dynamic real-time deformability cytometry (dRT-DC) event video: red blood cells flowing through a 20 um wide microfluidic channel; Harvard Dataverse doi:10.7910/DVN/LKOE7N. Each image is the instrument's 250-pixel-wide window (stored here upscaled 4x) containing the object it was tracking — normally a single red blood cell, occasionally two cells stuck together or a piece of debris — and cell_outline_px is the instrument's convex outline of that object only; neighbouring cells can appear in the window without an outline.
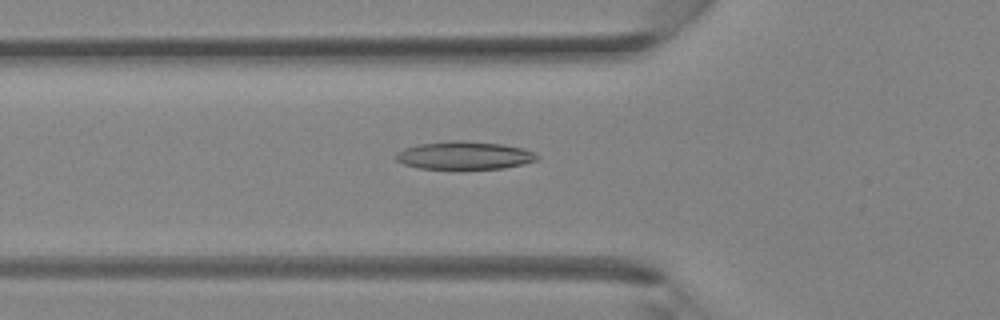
{"species": "Egyptian fruit bat (a non-hibernating species)", "species_latin": "Rousettus aegyptiacus", "temperature_condition": "room temperature", "stored_images_in_passage": 29, "camera_frame_rate_fps": 3000, "um_per_image_px": 0.085, "animal": {"sex": "female"}, "frame": {"image": 1, "passage_image": 3, "time_ms": 0.667, "image_size_px": [1000, 320], "cell_outline_px": [[540, 156], [536, 160], [524, 164], [504, 168], [416, 168], [404, 164], [396, 160], [396, 152], [404, 148], [420, 144], [456, 140], [460, 140], [500, 144], [524, 148]], "centroid_in_image_um": [39.47, 13.21], "position_along_channel_um": 86.3, "area_um2": 22.72}}
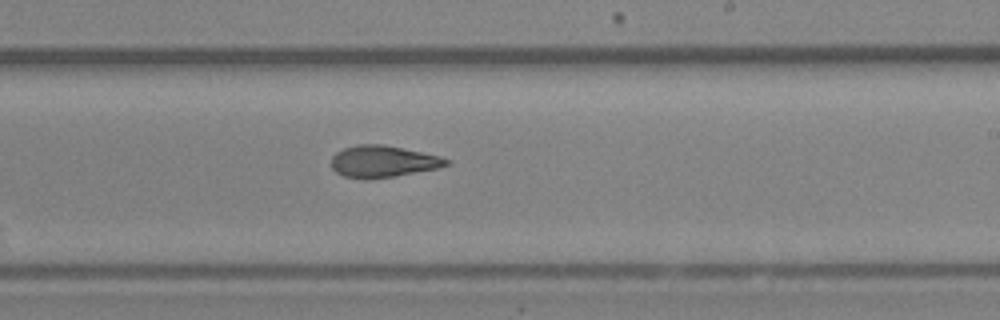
{"frame": {"image": 2, "passage_image": 13, "time_ms": 4.0, "image_size_px": [1000, 320], "cell_outline_px": [[452, 164], [436, 168], [396, 176], [368, 180], [344, 176], [336, 172], [332, 168], [332, 156], [336, 152], [344, 148], [360, 144], [384, 144], [440, 156], [452, 160]], "centroid_in_image_um": [32.57, 13.73], "position_along_channel_um": 256.4, "area_um2": 21.39}}
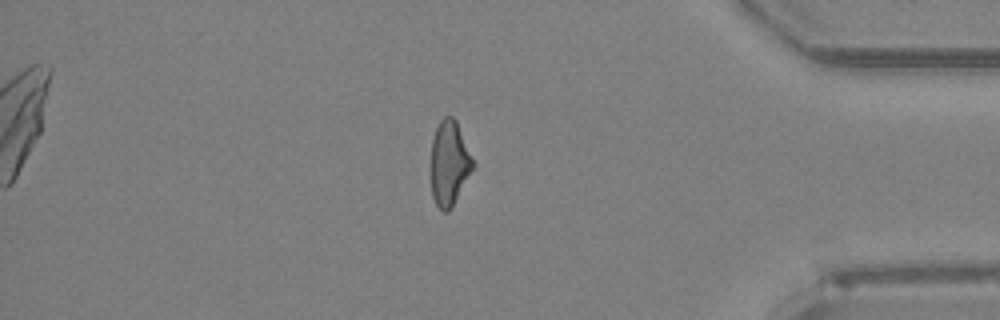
{"frame": {"image": 3, "passage_image": 23, "time_ms": 7.333, "image_size_px": [1000, 320], "cell_outline_px": [[476, 164], [452, 208], [448, 212], [444, 212], [436, 204], [432, 196], [432, 140], [436, 128], [440, 120], [444, 116], [452, 116], [456, 120]], "centroid_in_image_um": [38.22, 13.87], "position_along_channel_um": 397.0, "area_um2": 20.75}}